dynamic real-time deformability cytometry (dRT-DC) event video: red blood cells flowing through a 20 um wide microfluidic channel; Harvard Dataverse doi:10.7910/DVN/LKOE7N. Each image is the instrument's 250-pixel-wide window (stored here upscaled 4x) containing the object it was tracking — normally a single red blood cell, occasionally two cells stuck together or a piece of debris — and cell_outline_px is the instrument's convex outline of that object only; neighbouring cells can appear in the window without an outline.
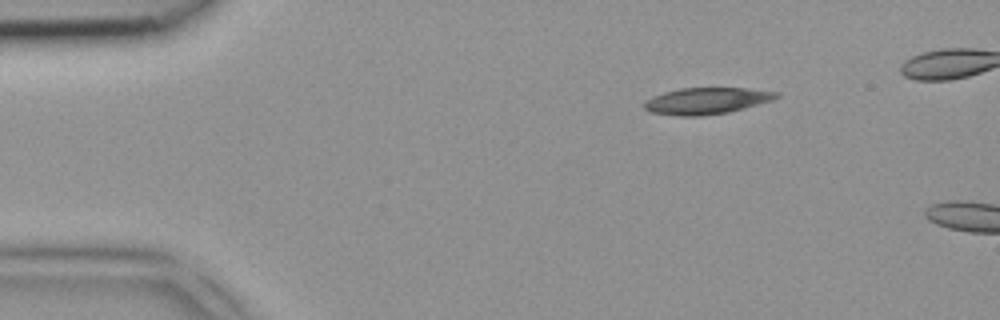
{"species": "common noctule bat (a hibernating species)", "species_latin": "Nyctalus noctula", "temperature_condition": "room temperature", "stored_images_in_passage": 5, "camera_frame_rate_fps": 3000, "um_per_image_px": 0.085, "animal": {"sex": "female", "body_mass_g": 18.4}, "frame": {"image": 1, "passage_image": 5, "time_ms": 1.333, "image_size_px": [1000, 320], "cell_outline_px": [[780, 96], [772, 100], [744, 108], [728, 112], [700, 116], [680, 116], [652, 112], [644, 108], [644, 104], [652, 96], [664, 92], [680, 88], [748, 88], [780, 92]], "centroid_in_image_um": [60.09, 8.56], "position_along_channel_um": 24.9, "area_um2": 20.29}}